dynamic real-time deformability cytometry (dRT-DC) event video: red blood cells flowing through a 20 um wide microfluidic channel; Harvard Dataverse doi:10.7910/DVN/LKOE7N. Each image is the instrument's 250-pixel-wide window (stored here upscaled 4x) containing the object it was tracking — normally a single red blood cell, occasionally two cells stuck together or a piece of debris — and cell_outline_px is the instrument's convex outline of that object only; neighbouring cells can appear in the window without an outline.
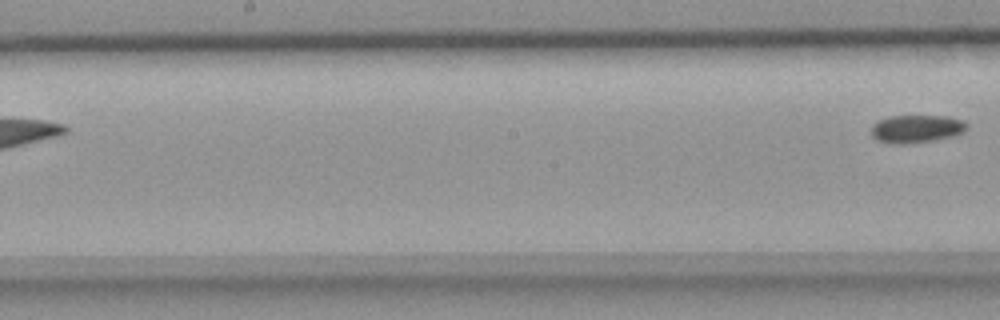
{"species": "common noctule bat (a hibernating species)", "species_latin": "Nyctalus noctula", "temperature_condition": "room temperature", "stored_images_in_passage": 5, "segment_of_instrument_passage": [2, 2], "camera_frame_rate_fps": 3000, "um_per_image_px": 0.085, "animal": {"sex": "female", "body_mass_g": 18.4}, "frame": {"image": 1, "passage_image": 5, "time_ms": 1.333, "image_size_px": [1000, 320], "cell_outline_px": [[968, 128], [964, 132], [952, 136], [912, 144], [892, 144], [876, 140], [872, 136], [872, 124], [880, 120], [892, 116], [948, 116], [964, 120], [968, 124]], "centroid_in_image_um": [77.92, 10.95], "position_along_channel_um": 170.3, "area_um2": 15.66}}